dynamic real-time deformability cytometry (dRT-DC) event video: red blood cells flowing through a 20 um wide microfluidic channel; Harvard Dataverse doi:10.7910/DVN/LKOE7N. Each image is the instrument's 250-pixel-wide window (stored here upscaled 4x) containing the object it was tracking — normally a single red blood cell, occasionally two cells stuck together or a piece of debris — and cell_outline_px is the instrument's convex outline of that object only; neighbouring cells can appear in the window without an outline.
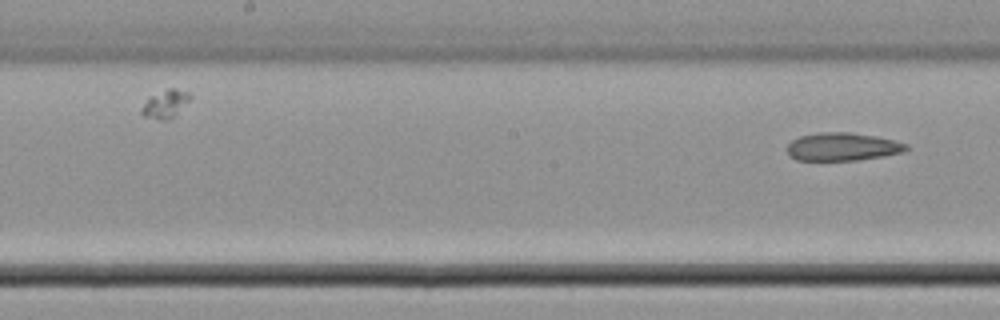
{"species": "common noctule bat (a hibernating species)", "species_latin": "Nyctalus noctula", "temperature_condition": "cold", "stored_images_in_passage": 20, "camera_frame_rate_fps": 3000, "um_per_image_px": 0.085, "animal": {"sex": "male", "body_mass_g": 21.5, "forearm_length_mm": 52.0}, "frame": {"image": 1, "passage_image": 20, "time_ms": 6.333, "image_size_px": [1000, 320], "cell_outline_px": [[912, 148], [904, 152], [884, 156], [856, 160], [796, 160], [788, 156], [788, 144], [792, 140], [800, 136], [820, 132], [848, 132], [876, 136], [908, 144]], "centroid_in_image_um": [71.64, 12.47], "position_along_channel_um": 176.6, "area_um2": 19.54}}